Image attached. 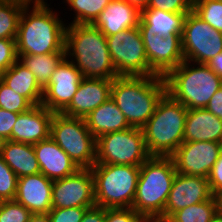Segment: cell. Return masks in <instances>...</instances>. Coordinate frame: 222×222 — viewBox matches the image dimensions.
<instances>
[{
  "label": "cell",
  "instance_id": "obj_40",
  "mask_svg": "<svg viewBox=\"0 0 222 222\" xmlns=\"http://www.w3.org/2000/svg\"><path fill=\"white\" fill-rule=\"evenodd\" d=\"M19 113L6 111L0 108V135L10 140L12 128L17 120Z\"/></svg>",
  "mask_w": 222,
  "mask_h": 222
},
{
  "label": "cell",
  "instance_id": "obj_36",
  "mask_svg": "<svg viewBox=\"0 0 222 222\" xmlns=\"http://www.w3.org/2000/svg\"><path fill=\"white\" fill-rule=\"evenodd\" d=\"M193 0H149V9H160L173 13H189L192 11Z\"/></svg>",
  "mask_w": 222,
  "mask_h": 222
},
{
  "label": "cell",
  "instance_id": "obj_8",
  "mask_svg": "<svg viewBox=\"0 0 222 222\" xmlns=\"http://www.w3.org/2000/svg\"><path fill=\"white\" fill-rule=\"evenodd\" d=\"M50 137L79 169H91L96 163V138L84 118L54 113Z\"/></svg>",
  "mask_w": 222,
  "mask_h": 222
},
{
  "label": "cell",
  "instance_id": "obj_23",
  "mask_svg": "<svg viewBox=\"0 0 222 222\" xmlns=\"http://www.w3.org/2000/svg\"><path fill=\"white\" fill-rule=\"evenodd\" d=\"M89 131L97 139L107 133L123 131L131 126L111 97L85 117Z\"/></svg>",
  "mask_w": 222,
  "mask_h": 222
},
{
  "label": "cell",
  "instance_id": "obj_21",
  "mask_svg": "<svg viewBox=\"0 0 222 222\" xmlns=\"http://www.w3.org/2000/svg\"><path fill=\"white\" fill-rule=\"evenodd\" d=\"M140 11L125 0H112L92 25L105 36L138 27Z\"/></svg>",
  "mask_w": 222,
  "mask_h": 222
},
{
  "label": "cell",
  "instance_id": "obj_12",
  "mask_svg": "<svg viewBox=\"0 0 222 222\" xmlns=\"http://www.w3.org/2000/svg\"><path fill=\"white\" fill-rule=\"evenodd\" d=\"M94 205V178L91 169H78L72 175L53 181L52 209L90 208Z\"/></svg>",
  "mask_w": 222,
  "mask_h": 222
},
{
  "label": "cell",
  "instance_id": "obj_4",
  "mask_svg": "<svg viewBox=\"0 0 222 222\" xmlns=\"http://www.w3.org/2000/svg\"><path fill=\"white\" fill-rule=\"evenodd\" d=\"M176 173L171 156H150L140 166L132 209L155 222L164 213Z\"/></svg>",
  "mask_w": 222,
  "mask_h": 222
},
{
  "label": "cell",
  "instance_id": "obj_14",
  "mask_svg": "<svg viewBox=\"0 0 222 222\" xmlns=\"http://www.w3.org/2000/svg\"><path fill=\"white\" fill-rule=\"evenodd\" d=\"M83 76L68 58L55 69L43 90L41 105L54 113H61L71 102Z\"/></svg>",
  "mask_w": 222,
  "mask_h": 222
},
{
  "label": "cell",
  "instance_id": "obj_7",
  "mask_svg": "<svg viewBox=\"0 0 222 222\" xmlns=\"http://www.w3.org/2000/svg\"><path fill=\"white\" fill-rule=\"evenodd\" d=\"M91 171L97 206L132 208L140 166L95 164Z\"/></svg>",
  "mask_w": 222,
  "mask_h": 222
},
{
  "label": "cell",
  "instance_id": "obj_49",
  "mask_svg": "<svg viewBox=\"0 0 222 222\" xmlns=\"http://www.w3.org/2000/svg\"><path fill=\"white\" fill-rule=\"evenodd\" d=\"M5 72H6V69L2 65H0V80Z\"/></svg>",
  "mask_w": 222,
  "mask_h": 222
},
{
  "label": "cell",
  "instance_id": "obj_38",
  "mask_svg": "<svg viewBox=\"0 0 222 222\" xmlns=\"http://www.w3.org/2000/svg\"><path fill=\"white\" fill-rule=\"evenodd\" d=\"M18 60L16 40L0 39V65L6 70Z\"/></svg>",
  "mask_w": 222,
  "mask_h": 222
},
{
  "label": "cell",
  "instance_id": "obj_45",
  "mask_svg": "<svg viewBox=\"0 0 222 222\" xmlns=\"http://www.w3.org/2000/svg\"><path fill=\"white\" fill-rule=\"evenodd\" d=\"M28 222H50L48 214H31Z\"/></svg>",
  "mask_w": 222,
  "mask_h": 222
},
{
  "label": "cell",
  "instance_id": "obj_28",
  "mask_svg": "<svg viewBox=\"0 0 222 222\" xmlns=\"http://www.w3.org/2000/svg\"><path fill=\"white\" fill-rule=\"evenodd\" d=\"M26 0H0V39H16Z\"/></svg>",
  "mask_w": 222,
  "mask_h": 222
},
{
  "label": "cell",
  "instance_id": "obj_29",
  "mask_svg": "<svg viewBox=\"0 0 222 222\" xmlns=\"http://www.w3.org/2000/svg\"><path fill=\"white\" fill-rule=\"evenodd\" d=\"M218 211L216 196L174 212L165 222H209Z\"/></svg>",
  "mask_w": 222,
  "mask_h": 222
},
{
  "label": "cell",
  "instance_id": "obj_50",
  "mask_svg": "<svg viewBox=\"0 0 222 222\" xmlns=\"http://www.w3.org/2000/svg\"><path fill=\"white\" fill-rule=\"evenodd\" d=\"M27 2H44V0H26Z\"/></svg>",
  "mask_w": 222,
  "mask_h": 222
},
{
  "label": "cell",
  "instance_id": "obj_17",
  "mask_svg": "<svg viewBox=\"0 0 222 222\" xmlns=\"http://www.w3.org/2000/svg\"><path fill=\"white\" fill-rule=\"evenodd\" d=\"M112 81L82 78L70 104L61 112L69 117L84 118L111 97Z\"/></svg>",
  "mask_w": 222,
  "mask_h": 222
},
{
  "label": "cell",
  "instance_id": "obj_6",
  "mask_svg": "<svg viewBox=\"0 0 222 222\" xmlns=\"http://www.w3.org/2000/svg\"><path fill=\"white\" fill-rule=\"evenodd\" d=\"M197 65L194 67L184 60L164 77L167 93L187 109L205 108L212 95L222 87V79L206 64Z\"/></svg>",
  "mask_w": 222,
  "mask_h": 222
},
{
  "label": "cell",
  "instance_id": "obj_9",
  "mask_svg": "<svg viewBox=\"0 0 222 222\" xmlns=\"http://www.w3.org/2000/svg\"><path fill=\"white\" fill-rule=\"evenodd\" d=\"M148 153L142 128L130 127L96 139V163L141 166Z\"/></svg>",
  "mask_w": 222,
  "mask_h": 222
},
{
  "label": "cell",
  "instance_id": "obj_5",
  "mask_svg": "<svg viewBox=\"0 0 222 222\" xmlns=\"http://www.w3.org/2000/svg\"><path fill=\"white\" fill-rule=\"evenodd\" d=\"M188 109L166 93L155 112L142 127L145 144L151 156H171L184 142Z\"/></svg>",
  "mask_w": 222,
  "mask_h": 222
},
{
  "label": "cell",
  "instance_id": "obj_47",
  "mask_svg": "<svg viewBox=\"0 0 222 222\" xmlns=\"http://www.w3.org/2000/svg\"><path fill=\"white\" fill-rule=\"evenodd\" d=\"M218 202V211L222 212V191L216 195Z\"/></svg>",
  "mask_w": 222,
  "mask_h": 222
},
{
  "label": "cell",
  "instance_id": "obj_46",
  "mask_svg": "<svg viewBox=\"0 0 222 222\" xmlns=\"http://www.w3.org/2000/svg\"><path fill=\"white\" fill-rule=\"evenodd\" d=\"M209 222H222V212L217 211Z\"/></svg>",
  "mask_w": 222,
  "mask_h": 222
},
{
  "label": "cell",
  "instance_id": "obj_33",
  "mask_svg": "<svg viewBox=\"0 0 222 222\" xmlns=\"http://www.w3.org/2000/svg\"><path fill=\"white\" fill-rule=\"evenodd\" d=\"M18 177L0 155V201L14 200Z\"/></svg>",
  "mask_w": 222,
  "mask_h": 222
},
{
  "label": "cell",
  "instance_id": "obj_24",
  "mask_svg": "<svg viewBox=\"0 0 222 222\" xmlns=\"http://www.w3.org/2000/svg\"><path fill=\"white\" fill-rule=\"evenodd\" d=\"M187 14L145 8L140 11L138 28L140 33H152L163 37L182 34Z\"/></svg>",
  "mask_w": 222,
  "mask_h": 222
},
{
  "label": "cell",
  "instance_id": "obj_43",
  "mask_svg": "<svg viewBox=\"0 0 222 222\" xmlns=\"http://www.w3.org/2000/svg\"><path fill=\"white\" fill-rule=\"evenodd\" d=\"M206 65L222 79V51L207 62Z\"/></svg>",
  "mask_w": 222,
  "mask_h": 222
},
{
  "label": "cell",
  "instance_id": "obj_3",
  "mask_svg": "<svg viewBox=\"0 0 222 222\" xmlns=\"http://www.w3.org/2000/svg\"><path fill=\"white\" fill-rule=\"evenodd\" d=\"M167 93L163 76H117L112 81L111 99L131 127L142 128Z\"/></svg>",
  "mask_w": 222,
  "mask_h": 222
},
{
  "label": "cell",
  "instance_id": "obj_13",
  "mask_svg": "<svg viewBox=\"0 0 222 222\" xmlns=\"http://www.w3.org/2000/svg\"><path fill=\"white\" fill-rule=\"evenodd\" d=\"M221 151L220 142H183L171 157L177 173L207 178Z\"/></svg>",
  "mask_w": 222,
  "mask_h": 222
},
{
  "label": "cell",
  "instance_id": "obj_2",
  "mask_svg": "<svg viewBox=\"0 0 222 222\" xmlns=\"http://www.w3.org/2000/svg\"><path fill=\"white\" fill-rule=\"evenodd\" d=\"M64 48L66 58H75L71 62L84 78L113 80L118 76L106 36L92 24L67 25Z\"/></svg>",
  "mask_w": 222,
  "mask_h": 222
},
{
  "label": "cell",
  "instance_id": "obj_25",
  "mask_svg": "<svg viewBox=\"0 0 222 222\" xmlns=\"http://www.w3.org/2000/svg\"><path fill=\"white\" fill-rule=\"evenodd\" d=\"M1 81L17 94L26 97L33 105H41L43 89L34 74L19 60L6 70Z\"/></svg>",
  "mask_w": 222,
  "mask_h": 222
},
{
  "label": "cell",
  "instance_id": "obj_31",
  "mask_svg": "<svg viewBox=\"0 0 222 222\" xmlns=\"http://www.w3.org/2000/svg\"><path fill=\"white\" fill-rule=\"evenodd\" d=\"M192 11L212 28L222 32V0H193Z\"/></svg>",
  "mask_w": 222,
  "mask_h": 222
},
{
  "label": "cell",
  "instance_id": "obj_22",
  "mask_svg": "<svg viewBox=\"0 0 222 222\" xmlns=\"http://www.w3.org/2000/svg\"><path fill=\"white\" fill-rule=\"evenodd\" d=\"M210 141L222 143V119L206 108L188 109L184 142Z\"/></svg>",
  "mask_w": 222,
  "mask_h": 222
},
{
  "label": "cell",
  "instance_id": "obj_18",
  "mask_svg": "<svg viewBox=\"0 0 222 222\" xmlns=\"http://www.w3.org/2000/svg\"><path fill=\"white\" fill-rule=\"evenodd\" d=\"M54 112L43 105H34L19 113L12 128L10 141L34 145L50 137Z\"/></svg>",
  "mask_w": 222,
  "mask_h": 222
},
{
  "label": "cell",
  "instance_id": "obj_10",
  "mask_svg": "<svg viewBox=\"0 0 222 222\" xmlns=\"http://www.w3.org/2000/svg\"><path fill=\"white\" fill-rule=\"evenodd\" d=\"M106 39L118 76H156L149 67L138 27L106 36Z\"/></svg>",
  "mask_w": 222,
  "mask_h": 222
},
{
  "label": "cell",
  "instance_id": "obj_42",
  "mask_svg": "<svg viewBox=\"0 0 222 222\" xmlns=\"http://www.w3.org/2000/svg\"><path fill=\"white\" fill-rule=\"evenodd\" d=\"M205 108L219 119H222V87L212 95Z\"/></svg>",
  "mask_w": 222,
  "mask_h": 222
},
{
  "label": "cell",
  "instance_id": "obj_44",
  "mask_svg": "<svg viewBox=\"0 0 222 222\" xmlns=\"http://www.w3.org/2000/svg\"><path fill=\"white\" fill-rule=\"evenodd\" d=\"M130 5L135 6L139 11L148 7L149 0H125Z\"/></svg>",
  "mask_w": 222,
  "mask_h": 222
},
{
  "label": "cell",
  "instance_id": "obj_16",
  "mask_svg": "<svg viewBox=\"0 0 222 222\" xmlns=\"http://www.w3.org/2000/svg\"><path fill=\"white\" fill-rule=\"evenodd\" d=\"M150 69L165 77L185 59L182 52L181 34L168 36L141 33Z\"/></svg>",
  "mask_w": 222,
  "mask_h": 222
},
{
  "label": "cell",
  "instance_id": "obj_35",
  "mask_svg": "<svg viewBox=\"0 0 222 222\" xmlns=\"http://www.w3.org/2000/svg\"><path fill=\"white\" fill-rule=\"evenodd\" d=\"M104 222H148L132 208H105Z\"/></svg>",
  "mask_w": 222,
  "mask_h": 222
},
{
  "label": "cell",
  "instance_id": "obj_27",
  "mask_svg": "<svg viewBox=\"0 0 222 222\" xmlns=\"http://www.w3.org/2000/svg\"><path fill=\"white\" fill-rule=\"evenodd\" d=\"M65 58V48L60 52L42 55H18V60L34 74L43 90L49 84L55 69Z\"/></svg>",
  "mask_w": 222,
  "mask_h": 222
},
{
  "label": "cell",
  "instance_id": "obj_39",
  "mask_svg": "<svg viewBox=\"0 0 222 222\" xmlns=\"http://www.w3.org/2000/svg\"><path fill=\"white\" fill-rule=\"evenodd\" d=\"M207 178L212 194L216 196L222 191V151Z\"/></svg>",
  "mask_w": 222,
  "mask_h": 222
},
{
  "label": "cell",
  "instance_id": "obj_48",
  "mask_svg": "<svg viewBox=\"0 0 222 222\" xmlns=\"http://www.w3.org/2000/svg\"><path fill=\"white\" fill-rule=\"evenodd\" d=\"M6 141L7 139H5L3 136L0 135V155H1L2 149L5 146Z\"/></svg>",
  "mask_w": 222,
  "mask_h": 222
},
{
  "label": "cell",
  "instance_id": "obj_30",
  "mask_svg": "<svg viewBox=\"0 0 222 222\" xmlns=\"http://www.w3.org/2000/svg\"><path fill=\"white\" fill-rule=\"evenodd\" d=\"M75 12L71 24H92L112 0H66Z\"/></svg>",
  "mask_w": 222,
  "mask_h": 222
},
{
  "label": "cell",
  "instance_id": "obj_20",
  "mask_svg": "<svg viewBox=\"0 0 222 222\" xmlns=\"http://www.w3.org/2000/svg\"><path fill=\"white\" fill-rule=\"evenodd\" d=\"M33 148L40 173L52 181L72 175L79 169L51 137L34 144Z\"/></svg>",
  "mask_w": 222,
  "mask_h": 222
},
{
  "label": "cell",
  "instance_id": "obj_11",
  "mask_svg": "<svg viewBox=\"0 0 222 222\" xmlns=\"http://www.w3.org/2000/svg\"><path fill=\"white\" fill-rule=\"evenodd\" d=\"M181 45L186 61L206 64L222 51V32L190 11L184 21Z\"/></svg>",
  "mask_w": 222,
  "mask_h": 222
},
{
  "label": "cell",
  "instance_id": "obj_19",
  "mask_svg": "<svg viewBox=\"0 0 222 222\" xmlns=\"http://www.w3.org/2000/svg\"><path fill=\"white\" fill-rule=\"evenodd\" d=\"M52 184L42 173L18 178L14 200L32 214H48L52 209Z\"/></svg>",
  "mask_w": 222,
  "mask_h": 222
},
{
  "label": "cell",
  "instance_id": "obj_41",
  "mask_svg": "<svg viewBox=\"0 0 222 222\" xmlns=\"http://www.w3.org/2000/svg\"><path fill=\"white\" fill-rule=\"evenodd\" d=\"M105 208L94 205L87 208L80 222H104Z\"/></svg>",
  "mask_w": 222,
  "mask_h": 222
},
{
  "label": "cell",
  "instance_id": "obj_1",
  "mask_svg": "<svg viewBox=\"0 0 222 222\" xmlns=\"http://www.w3.org/2000/svg\"><path fill=\"white\" fill-rule=\"evenodd\" d=\"M28 2L21 13L16 36L17 55H42L64 49L66 25L46 2ZM29 12V14H28Z\"/></svg>",
  "mask_w": 222,
  "mask_h": 222
},
{
  "label": "cell",
  "instance_id": "obj_34",
  "mask_svg": "<svg viewBox=\"0 0 222 222\" xmlns=\"http://www.w3.org/2000/svg\"><path fill=\"white\" fill-rule=\"evenodd\" d=\"M31 214L15 200L0 201V222H28Z\"/></svg>",
  "mask_w": 222,
  "mask_h": 222
},
{
  "label": "cell",
  "instance_id": "obj_37",
  "mask_svg": "<svg viewBox=\"0 0 222 222\" xmlns=\"http://www.w3.org/2000/svg\"><path fill=\"white\" fill-rule=\"evenodd\" d=\"M87 207L56 208L48 212L50 222H80Z\"/></svg>",
  "mask_w": 222,
  "mask_h": 222
},
{
  "label": "cell",
  "instance_id": "obj_15",
  "mask_svg": "<svg viewBox=\"0 0 222 222\" xmlns=\"http://www.w3.org/2000/svg\"><path fill=\"white\" fill-rule=\"evenodd\" d=\"M213 196L208 178L176 173L164 213L155 222H165L174 212Z\"/></svg>",
  "mask_w": 222,
  "mask_h": 222
},
{
  "label": "cell",
  "instance_id": "obj_32",
  "mask_svg": "<svg viewBox=\"0 0 222 222\" xmlns=\"http://www.w3.org/2000/svg\"><path fill=\"white\" fill-rule=\"evenodd\" d=\"M33 106L26 97L17 94L0 80V108L14 113H22Z\"/></svg>",
  "mask_w": 222,
  "mask_h": 222
},
{
  "label": "cell",
  "instance_id": "obj_26",
  "mask_svg": "<svg viewBox=\"0 0 222 222\" xmlns=\"http://www.w3.org/2000/svg\"><path fill=\"white\" fill-rule=\"evenodd\" d=\"M1 156L18 178L40 173L36 154L31 144L7 140Z\"/></svg>",
  "mask_w": 222,
  "mask_h": 222
}]
</instances>
